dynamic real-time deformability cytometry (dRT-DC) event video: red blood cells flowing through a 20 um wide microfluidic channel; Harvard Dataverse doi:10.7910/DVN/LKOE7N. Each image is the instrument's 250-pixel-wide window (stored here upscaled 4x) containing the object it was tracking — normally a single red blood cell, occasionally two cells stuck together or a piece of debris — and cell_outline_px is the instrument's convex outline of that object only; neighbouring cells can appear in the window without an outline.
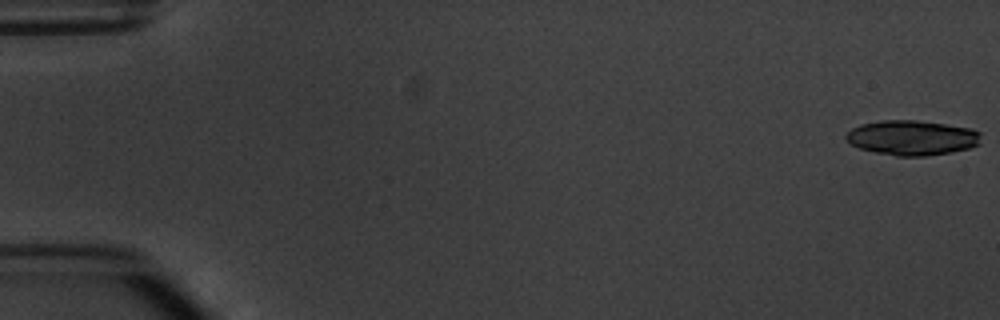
{"species": "common noctule bat (a hibernating species)", "species_latin": "Nyctalus noctula", "temperature_condition": "warm", "stored_images_in_passage": 5, "camera_frame_rate_fps": 3000, "um_per_image_px": 0.085, "animal": {"sex": "male", "body_mass_g": 20.1, "forearm_length_mm": 53.5}, "frame": {"image": 1, "passage_image": 1, "time_ms": 0.0, "image_size_px": [1000, 320], "cell_outline_px": [[980, 144], [968, 148], [952, 152], [924, 156], [896, 156], [876, 152], [860, 148], [852, 144], [844, 136], [852, 128], [860, 124], [880, 120], [916, 120], [972, 128], [980, 132]], "centroid_in_image_um": [77.53, 11.7], "position_along_channel_um": 7.5, "area_um2": 27.4}}